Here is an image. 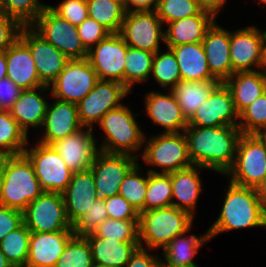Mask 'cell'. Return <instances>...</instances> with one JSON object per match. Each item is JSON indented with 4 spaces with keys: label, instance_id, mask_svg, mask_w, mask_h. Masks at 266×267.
I'll use <instances>...</instances> for the list:
<instances>
[{
    "label": "cell",
    "instance_id": "1",
    "mask_svg": "<svg viewBox=\"0 0 266 267\" xmlns=\"http://www.w3.org/2000/svg\"><path fill=\"white\" fill-rule=\"evenodd\" d=\"M184 134L193 165L225 175L232 167L241 130L238 126H187Z\"/></svg>",
    "mask_w": 266,
    "mask_h": 267
},
{
    "label": "cell",
    "instance_id": "2",
    "mask_svg": "<svg viewBox=\"0 0 266 267\" xmlns=\"http://www.w3.org/2000/svg\"><path fill=\"white\" fill-rule=\"evenodd\" d=\"M229 184L222 210L207 230L210 238L235 229L266 227V216L255 188Z\"/></svg>",
    "mask_w": 266,
    "mask_h": 267
},
{
    "label": "cell",
    "instance_id": "3",
    "mask_svg": "<svg viewBox=\"0 0 266 267\" xmlns=\"http://www.w3.org/2000/svg\"><path fill=\"white\" fill-rule=\"evenodd\" d=\"M32 162L25 154L4 155V180L0 205L24 211L43 193Z\"/></svg>",
    "mask_w": 266,
    "mask_h": 267
},
{
    "label": "cell",
    "instance_id": "4",
    "mask_svg": "<svg viewBox=\"0 0 266 267\" xmlns=\"http://www.w3.org/2000/svg\"><path fill=\"white\" fill-rule=\"evenodd\" d=\"M193 218L190 213L174 206L140 212V247L163 249L173 238L192 227Z\"/></svg>",
    "mask_w": 266,
    "mask_h": 267
},
{
    "label": "cell",
    "instance_id": "5",
    "mask_svg": "<svg viewBox=\"0 0 266 267\" xmlns=\"http://www.w3.org/2000/svg\"><path fill=\"white\" fill-rule=\"evenodd\" d=\"M98 124L105 133L104 142L98 145L100 151L139 157L135 152L144 146L146 135L128 106L108 111Z\"/></svg>",
    "mask_w": 266,
    "mask_h": 267
},
{
    "label": "cell",
    "instance_id": "6",
    "mask_svg": "<svg viewBox=\"0 0 266 267\" xmlns=\"http://www.w3.org/2000/svg\"><path fill=\"white\" fill-rule=\"evenodd\" d=\"M144 141L146 142L143 152H141L142 160L150 166L161 169L159 172L148 168L150 173L170 174L193 166L188 154V143L184 132H162L159 135L144 138Z\"/></svg>",
    "mask_w": 266,
    "mask_h": 267
},
{
    "label": "cell",
    "instance_id": "7",
    "mask_svg": "<svg viewBox=\"0 0 266 267\" xmlns=\"http://www.w3.org/2000/svg\"><path fill=\"white\" fill-rule=\"evenodd\" d=\"M229 182L255 188L266 176V145L257 134H242L232 167L225 174Z\"/></svg>",
    "mask_w": 266,
    "mask_h": 267
},
{
    "label": "cell",
    "instance_id": "8",
    "mask_svg": "<svg viewBox=\"0 0 266 267\" xmlns=\"http://www.w3.org/2000/svg\"><path fill=\"white\" fill-rule=\"evenodd\" d=\"M31 27L67 58L84 59L88 57V51L84 48L78 35L77 26L56 14L50 5L44 7Z\"/></svg>",
    "mask_w": 266,
    "mask_h": 267
},
{
    "label": "cell",
    "instance_id": "9",
    "mask_svg": "<svg viewBox=\"0 0 266 267\" xmlns=\"http://www.w3.org/2000/svg\"><path fill=\"white\" fill-rule=\"evenodd\" d=\"M98 80L88 58L69 59L49 89L53 99L78 104Z\"/></svg>",
    "mask_w": 266,
    "mask_h": 267
},
{
    "label": "cell",
    "instance_id": "10",
    "mask_svg": "<svg viewBox=\"0 0 266 267\" xmlns=\"http://www.w3.org/2000/svg\"><path fill=\"white\" fill-rule=\"evenodd\" d=\"M36 146L27 148L24 154L32 162L35 175L44 192L62 194L73 175L59 153L51 146L36 143Z\"/></svg>",
    "mask_w": 266,
    "mask_h": 267
},
{
    "label": "cell",
    "instance_id": "11",
    "mask_svg": "<svg viewBox=\"0 0 266 267\" xmlns=\"http://www.w3.org/2000/svg\"><path fill=\"white\" fill-rule=\"evenodd\" d=\"M230 59L232 75L266 69V31L255 25L230 32Z\"/></svg>",
    "mask_w": 266,
    "mask_h": 267
},
{
    "label": "cell",
    "instance_id": "12",
    "mask_svg": "<svg viewBox=\"0 0 266 267\" xmlns=\"http://www.w3.org/2000/svg\"><path fill=\"white\" fill-rule=\"evenodd\" d=\"M23 222L31 232L73 230L60 193L43 192L30 202L23 211Z\"/></svg>",
    "mask_w": 266,
    "mask_h": 267
},
{
    "label": "cell",
    "instance_id": "13",
    "mask_svg": "<svg viewBox=\"0 0 266 267\" xmlns=\"http://www.w3.org/2000/svg\"><path fill=\"white\" fill-rule=\"evenodd\" d=\"M130 91L116 81L98 80L94 88L77 104L79 120L85 128H94L101 118L122 105ZM122 100V101H121Z\"/></svg>",
    "mask_w": 266,
    "mask_h": 267
},
{
    "label": "cell",
    "instance_id": "14",
    "mask_svg": "<svg viewBox=\"0 0 266 267\" xmlns=\"http://www.w3.org/2000/svg\"><path fill=\"white\" fill-rule=\"evenodd\" d=\"M163 26L156 10L126 12L120 35L129 47L156 53L165 40Z\"/></svg>",
    "mask_w": 266,
    "mask_h": 267
},
{
    "label": "cell",
    "instance_id": "15",
    "mask_svg": "<svg viewBox=\"0 0 266 267\" xmlns=\"http://www.w3.org/2000/svg\"><path fill=\"white\" fill-rule=\"evenodd\" d=\"M128 47L120 33H111L88 51L87 58L99 80L116 81L124 85Z\"/></svg>",
    "mask_w": 266,
    "mask_h": 267
},
{
    "label": "cell",
    "instance_id": "16",
    "mask_svg": "<svg viewBox=\"0 0 266 267\" xmlns=\"http://www.w3.org/2000/svg\"><path fill=\"white\" fill-rule=\"evenodd\" d=\"M137 159L127 154L99 151L90 168L98 197L105 199L119 194L125 175L137 163Z\"/></svg>",
    "mask_w": 266,
    "mask_h": 267
},
{
    "label": "cell",
    "instance_id": "17",
    "mask_svg": "<svg viewBox=\"0 0 266 267\" xmlns=\"http://www.w3.org/2000/svg\"><path fill=\"white\" fill-rule=\"evenodd\" d=\"M19 39L29 48L40 81L49 86L64 69L67 58L31 26H23Z\"/></svg>",
    "mask_w": 266,
    "mask_h": 267
},
{
    "label": "cell",
    "instance_id": "18",
    "mask_svg": "<svg viewBox=\"0 0 266 267\" xmlns=\"http://www.w3.org/2000/svg\"><path fill=\"white\" fill-rule=\"evenodd\" d=\"M238 123L239 114L235 110L230 89L224 82L212 91L188 120V126L196 127L238 126Z\"/></svg>",
    "mask_w": 266,
    "mask_h": 267
},
{
    "label": "cell",
    "instance_id": "19",
    "mask_svg": "<svg viewBox=\"0 0 266 267\" xmlns=\"http://www.w3.org/2000/svg\"><path fill=\"white\" fill-rule=\"evenodd\" d=\"M93 132L92 128L82 127L75 133L51 144L71 171L90 169L94 163L100 149L97 147Z\"/></svg>",
    "mask_w": 266,
    "mask_h": 267
},
{
    "label": "cell",
    "instance_id": "20",
    "mask_svg": "<svg viewBox=\"0 0 266 267\" xmlns=\"http://www.w3.org/2000/svg\"><path fill=\"white\" fill-rule=\"evenodd\" d=\"M62 195L67 218L74 226L99 198L91 169L73 172L71 181Z\"/></svg>",
    "mask_w": 266,
    "mask_h": 267
},
{
    "label": "cell",
    "instance_id": "21",
    "mask_svg": "<svg viewBox=\"0 0 266 267\" xmlns=\"http://www.w3.org/2000/svg\"><path fill=\"white\" fill-rule=\"evenodd\" d=\"M74 235L73 230L31 232L25 267H55L67 243Z\"/></svg>",
    "mask_w": 266,
    "mask_h": 267
},
{
    "label": "cell",
    "instance_id": "22",
    "mask_svg": "<svg viewBox=\"0 0 266 267\" xmlns=\"http://www.w3.org/2000/svg\"><path fill=\"white\" fill-rule=\"evenodd\" d=\"M145 110L154 125L165 128L163 133L184 132L188 126V120L171 90L166 95L159 91L148 92L145 95Z\"/></svg>",
    "mask_w": 266,
    "mask_h": 267
},
{
    "label": "cell",
    "instance_id": "23",
    "mask_svg": "<svg viewBox=\"0 0 266 267\" xmlns=\"http://www.w3.org/2000/svg\"><path fill=\"white\" fill-rule=\"evenodd\" d=\"M41 127L44 128V134L37 142L44 145H51L75 133L83 127L79 120L77 104L55 99L48 105Z\"/></svg>",
    "mask_w": 266,
    "mask_h": 267
},
{
    "label": "cell",
    "instance_id": "24",
    "mask_svg": "<svg viewBox=\"0 0 266 267\" xmlns=\"http://www.w3.org/2000/svg\"><path fill=\"white\" fill-rule=\"evenodd\" d=\"M202 45L211 75L220 82L232 76L230 59V31L217 25L216 21L207 30Z\"/></svg>",
    "mask_w": 266,
    "mask_h": 267
},
{
    "label": "cell",
    "instance_id": "25",
    "mask_svg": "<svg viewBox=\"0 0 266 267\" xmlns=\"http://www.w3.org/2000/svg\"><path fill=\"white\" fill-rule=\"evenodd\" d=\"M7 77L22 90L44 86L29 48L18 38L7 50Z\"/></svg>",
    "mask_w": 266,
    "mask_h": 267
},
{
    "label": "cell",
    "instance_id": "26",
    "mask_svg": "<svg viewBox=\"0 0 266 267\" xmlns=\"http://www.w3.org/2000/svg\"><path fill=\"white\" fill-rule=\"evenodd\" d=\"M216 17V13L204 9L199 15L167 23L168 27L164 31L166 47L202 42Z\"/></svg>",
    "mask_w": 266,
    "mask_h": 267
},
{
    "label": "cell",
    "instance_id": "27",
    "mask_svg": "<svg viewBox=\"0 0 266 267\" xmlns=\"http://www.w3.org/2000/svg\"><path fill=\"white\" fill-rule=\"evenodd\" d=\"M42 91L44 93L50 92L49 86L44 85L32 90H23L10 110L12 117L27 136L30 127L37 129L43 124L49 103L42 95Z\"/></svg>",
    "mask_w": 266,
    "mask_h": 267
},
{
    "label": "cell",
    "instance_id": "28",
    "mask_svg": "<svg viewBox=\"0 0 266 267\" xmlns=\"http://www.w3.org/2000/svg\"><path fill=\"white\" fill-rule=\"evenodd\" d=\"M199 169L207 170L193 165L169 174L172 184V206L190 213L193 217L199 195L203 191Z\"/></svg>",
    "mask_w": 266,
    "mask_h": 267
},
{
    "label": "cell",
    "instance_id": "29",
    "mask_svg": "<svg viewBox=\"0 0 266 267\" xmlns=\"http://www.w3.org/2000/svg\"><path fill=\"white\" fill-rule=\"evenodd\" d=\"M224 83L230 89L236 112L240 114L266 92V69L237 72Z\"/></svg>",
    "mask_w": 266,
    "mask_h": 267
},
{
    "label": "cell",
    "instance_id": "30",
    "mask_svg": "<svg viewBox=\"0 0 266 267\" xmlns=\"http://www.w3.org/2000/svg\"><path fill=\"white\" fill-rule=\"evenodd\" d=\"M170 48L178 62L181 80H216L210 73L202 42L176 45Z\"/></svg>",
    "mask_w": 266,
    "mask_h": 267
},
{
    "label": "cell",
    "instance_id": "31",
    "mask_svg": "<svg viewBox=\"0 0 266 267\" xmlns=\"http://www.w3.org/2000/svg\"><path fill=\"white\" fill-rule=\"evenodd\" d=\"M94 264L104 267H125L140 242H121L112 238L86 237Z\"/></svg>",
    "mask_w": 266,
    "mask_h": 267
},
{
    "label": "cell",
    "instance_id": "32",
    "mask_svg": "<svg viewBox=\"0 0 266 267\" xmlns=\"http://www.w3.org/2000/svg\"><path fill=\"white\" fill-rule=\"evenodd\" d=\"M192 227L185 233H182L175 238H173L164 248L163 256L161 258V266H193L197 265L193 260L194 256L197 254L198 249L206 244L211 238L208 231L200 237L194 234L190 236H185ZM164 259V260H163Z\"/></svg>",
    "mask_w": 266,
    "mask_h": 267
},
{
    "label": "cell",
    "instance_id": "33",
    "mask_svg": "<svg viewBox=\"0 0 266 267\" xmlns=\"http://www.w3.org/2000/svg\"><path fill=\"white\" fill-rule=\"evenodd\" d=\"M218 80L190 81L180 80L172 89L176 100L187 120L201 106L212 91L220 84Z\"/></svg>",
    "mask_w": 266,
    "mask_h": 267
},
{
    "label": "cell",
    "instance_id": "34",
    "mask_svg": "<svg viewBox=\"0 0 266 267\" xmlns=\"http://www.w3.org/2000/svg\"><path fill=\"white\" fill-rule=\"evenodd\" d=\"M154 54L147 50L127 48L124 67V86L132 92L135 83L149 80L152 72Z\"/></svg>",
    "mask_w": 266,
    "mask_h": 267
},
{
    "label": "cell",
    "instance_id": "35",
    "mask_svg": "<svg viewBox=\"0 0 266 267\" xmlns=\"http://www.w3.org/2000/svg\"><path fill=\"white\" fill-rule=\"evenodd\" d=\"M28 142V136L10 111L0 110V155L24 154Z\"/></svg>",
    "mask_w": 266,
    "mask_h": 267
},
{
    "label": "cell",
    "instance_id": "36",
    "mask_svg": "<svg viewBox=\"0 0 266 267\" xmlns=\"http://www.w3.org/2000/svg\"><path fill=\"white\" fill-rule=\"evenodd\" d=\"M88 17L105 27L110 33H120L126 14L124 4L117 0H86Z\"/></svg>",
    "mask_w": 266,
    "mask_h": 267
},
{
    "label": "cell",
    "instance_id": "37",
    "mask_svg": "<svg viewBox=\"0 0 266 267\" xmlns=\"http://www.w3.org/2000/svg\"><path fill=\"white\" fill-rule=\"evenodd\" d=\"M31 231L23 223L0 241V249L14 267H25Z\"/></svg>",
    "mask_w": 266,
    "mask_h": 267
},
{
    "label": "cell",
    "instance_id": "38",
    "mask_svg": "<svg viewBox=\"0 0 266 267\" xmlns=\"http://www.w3.org/2000/svg\"><path fill=\"white\" fill-rule=\"evenodd\" d=\"M172 206V184L169 174L150 173L145 194L144 211Z\"/></svg>",
    "mask_w": 266,
    "mask_h": 267
},
{
    "label": "cell",
    "instance_id": "39",
    "mask_svg": "<svg viewBox=\"0 0 266 267\" xmlns=\"http://www.w3.org/2000/svg\"><path fill=\"white\" fill-rule=\"evenodd\" d=\"M85 237L112 238L121 242L139 241V220L106 219L97 229Z\"/></svg>",
    "mask_w": 266,
    "mask_h": 267
},
{
    "label": "cell",
    "instance_id": "40",
    "mask_svg": "<svg viewBox=\"0 0 266 267\" xmlns=\"http://www.w3.org/2000/svg\"><path fill=\"white\" fill-rule=\"evenodd\" d=\"M167 49L165 53L158 50L154 54L151 76L162 88L171 90L181 80V74L173 51Z\"/></svg>",
    "mask_w": 266,
    "mask_h": 267
},
{
    "label": "cell",
    "instance_id": "41",
    "mask_svg": "<svg viewBox=\"0 0 266 267\" xmlns=\"http://www.w3.org/2000/svg\"><path fill=\"white\" fill-rule=\"evenodd\" d=\"M140 169L142 168L137 162L125 175L119 192L139 213L144 211L145 194L148 186V170L146 177H143Z\"/></svg>",
    "mask_w": 266,
    "mask_h": 267
},
{
    "label": "cell",
    "instance_id": "42",
    "mask_svg": "<svg viewBox=\"0 0 266 267\" xmlns=\"http://www.w3.org/2000/svg\"><path fill=\"white\" fill-rule=\"evenodd\" d=\"M90 244L85 236L74 235L67 243L55 267H93Z\"/></svg>",
    "mask_w": 266,
    "mask_h": 267
},
{
    "label": "cell",
    "instance_id": "43",
    "mask_svg": "<svg viewBox=\"0 0 266 267\" xmlns=\"http://www.w3.org/2000/svg\"><path fill=\"white\" fill-rule=\"evenodd\" d=\"M204 9L196 0H159L156 12L163 24H167L199 15Z\"/></svg>",
    "mask_w": 266,
    "mask_h": 267
},
{
    "label": "cell",
    "instance_id": "44",
    "mask_svg": "<svg viewBox=\"0 0 266 267\" xmlns=\"http://www.w3.org/2000/svg\"><path fill=\"white\" fill-rule=\"evenodd\" d=\"M238 127L242 134H258L266 128V92L239 114Z\"/></svg>",
    "mask_w": 266,
    "mask_h": 267
},
{
    "label": "cell",
    "instance_id": "45",
    "mask_svg": "<svg viewBox=\"0 0 266 267\" xmlns=\"http://www.w3.org/2000/svg\"><path fill=\"white\" fill-rule=\"evenodd\" d=\"M40 0H4L5 15L16 19L22 26H31L43 11Z\"/></svg>",
    "mask_w": 266,
    "mask_h": 267
},
{
    "label": "cell",
    "instance_id": "46",
    "mask_svg": "<svg viewBox=\"0 0 266 267\" xmlns=\"http://www.w3.org/2000/svg\"><path fill=\"white\" fill-rule=\"evenodd\" d=\"M106 219H109L105 206V199L98 198L93 202L87 213L74 226L73 231L77 236L92 234Z\"/></svg>",
    "mask_w": 266,
    "mask_h": 267
},
{
    "label": "cell",
    "instance_id": "47",
    "mask_svg": "<svg viewBox=\"0 0 266 267\" xmlns=\"http://www.w3.org/2000/svg\"><path fill=\"white\" fill-rule=\"evenodd\" d=\"M50 8L72 25H80L88 17L86 0H62L58 6Z\"/></svg>",
    "mask_w": 266,
    "mask_h": 267
},
{
    "label": "cell",
    "instance_id": "48",
    "mask_svg": "<svg viewBox=\"0 0 266 267\" xmlns=\"http://www.w3.org/2000/svg\"><path fill=\"white\" fill-rule=\"evenodd\" d=\"M77 32L87 51H90L95 45L111 34L105 27L90 17H87L77 26Z\"/></svg>",
    "mask_w": 266,
    "mask_h": 267
},
{
    "label": "cell",
    "instance_id": "49",
    "mask_svg": "<svg viewBox=\"0 0 266 267\" xmlns=\"http://www.w3.org/2000/svg\"><path fill=\"white\" fill-rule=\"evenodd\" d=\"M105 206L110 219L139 220L140 213L120 194L105 198Z\"/></svg>",
    "mask_w": 266,
    "mask_h": 267
},
{
    "label": "cell",
    "instance_id": "50",
    "mask_svg": "<svg viewBox=\"0 0 266 267\" xmlns=\"http://www.w3.org/2000/svg\"><path fill=\"white\" fill-rule=\"evenodd\" d=\"M22 25L7 15L0 16V52L6 50L19 38Z\"/></svg>",
    "mask_w": 266,
    "mask_h": 267
},
{
    "label": "cell",
    "instance_id": "51",
    "mask_svg": "<svg viewBox=\"0 0 266 267\" xmlns=\"http://www.w3.org/2000/svg\"><path fill=\"white\" fill-rule=\"evenodd\" d=\"M23 223L22 211L0 205V241Z\"/></svg>",
    "mask_w": 266,
    "mask_h": 267
},
{
    "label": "cell",
    "instance_id": "52",
    "mask_svg": "<svg viewBox=\"0 0 266 267\" xmlns=\"http://www.w3.org/2000/svg\"><path fill=\"white\" fill-rule=\"evenodd\" d=\"M23 90L8 77L0 80V110L10 111Z\"/></svg>",
    "mask_w": 266,
    "mask_h": 267
},
{
    "label": "cell",
    "instance_id": "53",
    "mask_svg": "<svg viewBox=\"0 0 266 267\" xmlns=\"http://www.w3.org/2000/svg\"><path fill=\"white\" fill-rule=\"evenodd\" d=\"M149 249L138 247L125 267H161V258L149 253Z\"/></svg>",
    "mask_w": 266,
    "mask_h": 267
},
{
    "label": "cell",
    "instance_id": "54",
    "mask_svg": "<svg viewBox=\"0 0 266 267\" xmlns=\"http://www.w3.org/2000/svg\"><path fill=\"white\" fill-rule=\"evenodd\" d=\"M158 1L159 0H126L124 8L126 12L153 11L156 10Z\"/></svg>",
    "mask_w": 266,
    "mask_h": 267
},
{
    "label": "cell",
    "instance_id": "55",
    "mask_svg": "<svg viewBox=\"0 0 266 267\" xmlns=\"http://www.w3.org/2000/svg\"><path fill=\"white\" fill-rule=\"evenodd\" d=\"M205 9L211 10L218 15V12L227 0H196Z\"/></svg>",
    "mask_w": 266,
    "mask_h": 267
},
{
    "label": "cell",
    "instance_id": "56",
    "mask_svg": "<svg viewBox=\"0 0 266 267\" xmlns=\"http://www.w3.org/2000/svg\"><path fill=\"white\" fill-rule=\"evenodd\" d=\"M259 202L262 210L266 216V176L264 179L255 187Z\"/></svg>",
    "mask_w": 266,
    "mask_h": 267
},
{
    "label": "cell",
    "instance_id": "57",
    "mask_svg": "<svg viewBox=\"0 0 266 267\" xmlns=\"http://www.w3.org/2000/svg\"><path fill=\"white\" fill-rule=\"evenodd\" d=\"M7 77L6 52H0V80Z\"/></svg>",
    "mask_w": 266,
    "mask_h": 267
},
{
    "label": "cell",
    "instance_id": "58",
    "mask_svg": "<svg viewBox=\"0 0 266 267\" xmlns=\"http://www.w3.org/2000/svg\"><path fill=\"white\" fill-rule=\"evenodd\" d=\"M4 180V155H0V194Z\"/></svg>",
    "mask_w": 266,
    "mask_h": 267
},
{
    "label": "cell",
    "instance_id": "59",
    "mask_svg": "<svg viewBox=\"0 0 266 267\" xmlns=\"http://www.w3.org/2000/svg\"><path fill=\"white\" fill-rule=\"evenodd\" d=\"M0 267H14L0 249Z\"/></svg>",
    "mask_w": 266,
    "mask_h": 267
},
{
    "label": "cell",
    "instance_id": "60",
    "mask_svg": "<svg viewBox=\"0 0 266 267\" xmlns=\"http://www.w3.org/2000/svg\"><path fill=\"white\" fill-rule=\"evenodd\" d=\"M266 145V128L257 134Z\"/></svg>",
    "mask_w": 266,
    "mask_h": 267
},
{
    "label": "cell",
    "instance_id": "61",
    "mask_svg": "<svg viewBox=\"0 0 266 267\" xmlns=\"http://www.w3.org/2000/svg\"><path fill=\"white\" fill-rule=\"evenodd\" d=\"M5 14L4 10V0H0V16Z\"/></svg>",
    "mask_w": 266,
    "mask_h": 267
},
{
    "label": "cell",
    "instance_id": "62",
    "mask_svg": "<svg viewBox=\"0 0 266 267\" xmlns=\"http://www.w3.org/2000/svg\"><path fill=\"white\" fill-rule=\"evenodd\" d=\"M161 267H175V266H161ZM180 267H198L197 265H193V266H180Z\"/></svg>",
    "mask_w": 266,
    "mask_h": 267
},
{
    "label": "cell",
    "instance_id": "63",
    "mask_svg": "<svg viewBox=\"0 0 266 267\" xmlns=\"http://www.w3.org/2000/svg\"><path fill=\"white\" fill-rule=\"evenodd\" d=\"M117 1L121 2L122 4H125L126 0H117Z\"/></svg>",
    "mask_w": 266,
    "mask_h": 267
},
{
    "label": "cell",
    "instance_id": "64",
    "mask_svg": "<svg viewBox=\"0 0 266 267\" xmlns=\"http://www.w3.org/2000/svg\"><path fill=\"white\" fill-rule=\"evenodd\" d=\"M259 2H262V3L266 4V0H259L258 3Z\"/></svg>",
    "mask_w": 266,
    "mask_h": 267
},
{
    "label": "cell",
    "instance_id": "65",
    "mask_svg": "<svg viewBox=\"0 0 266 267\" xmlns=\"http://www.w3.org/2000/svg\"><path fill=\"white\" fill-rule=\"evenodd\" d=\"M93 267H104V266H99V265H96V264H94V266Z\"/></svg>",
    "mask_w": 266,
    "mask_h": 267
}]
</instances>
